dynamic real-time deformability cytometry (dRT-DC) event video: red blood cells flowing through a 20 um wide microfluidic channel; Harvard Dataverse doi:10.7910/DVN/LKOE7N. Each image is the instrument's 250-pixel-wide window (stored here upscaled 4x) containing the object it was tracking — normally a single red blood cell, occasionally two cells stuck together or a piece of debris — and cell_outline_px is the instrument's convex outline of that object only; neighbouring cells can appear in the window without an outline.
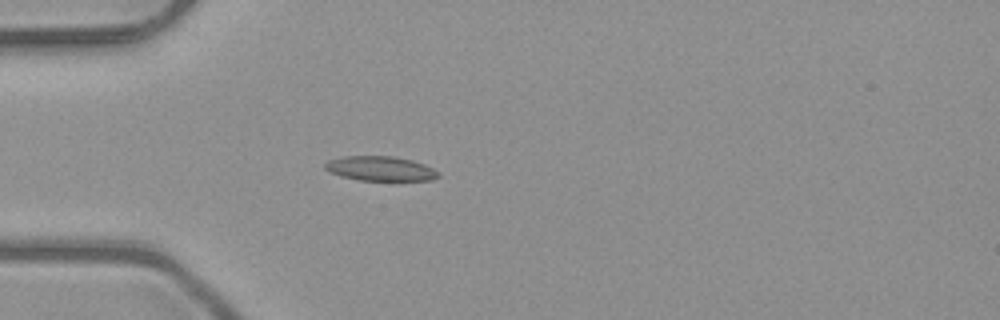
{"species": "common noctule bat (a hibernating species)", "species_latin": "Nyctalus noctula", "temperature_condition": "room temperature", "stored_images_in_passage": 3, "camera_frame_rate_fps": 3000, "um_per_image_px": 0.085, "animal": {"sex": "male", "body_mass_g": 23.1, "forearm_length_mm": 52.7}, "frame": {"image": 1, "passage_image": 3, "time_ms": 0.667, "image_size_px": [1000, 320], "cell_outline_px": [[440, 176], [432, 180], [396, 184], [360, 180], [340, 176], [328, 172], [324, 168], [324, 164], [328, 160], [344, 156], [392, 156], [424, 164], [440, 172]], "centroid_in_image_um": [32.38, 14.4], "position_along_channel_um": 52.6, "area_um2": 17.22}}